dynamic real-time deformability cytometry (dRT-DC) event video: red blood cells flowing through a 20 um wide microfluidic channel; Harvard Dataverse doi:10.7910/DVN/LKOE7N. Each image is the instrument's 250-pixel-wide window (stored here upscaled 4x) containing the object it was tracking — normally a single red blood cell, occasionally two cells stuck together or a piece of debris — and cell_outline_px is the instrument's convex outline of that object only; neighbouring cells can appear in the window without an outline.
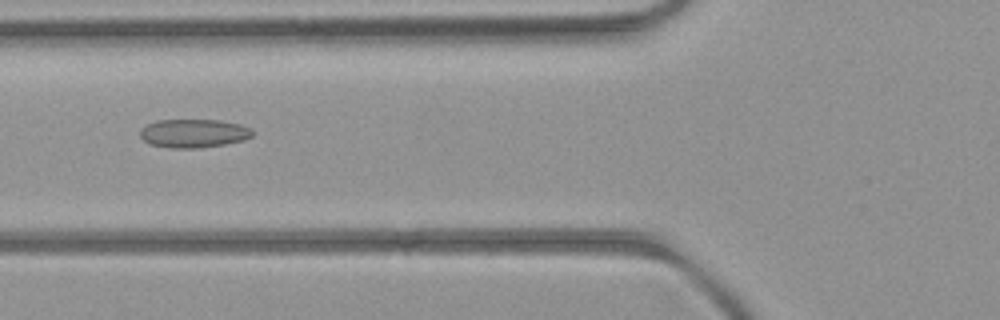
{"species": "common noctule bat (a hibernating species)", "species_latin": "Nyctalus noctula", "temperature_condition": "room temperature", "stored_images_in_passage": 36, "camera_frame_rate_fps": 3000, "um_per_image_px": 0.085, "animal": {"sex": "female", "body_mass_g": 21.9}, "frame": {"image": 1, "passage_image": 4, "time_ms": 1.0, "image_size_px": [1000, 320], "cell_outline_px": [[252, 136], [244, 140], [224, 144], [200, 148], [172, 148], [148, 144], [140, 136], [140, 128], [156, 120], [220, 120], [240, 124], [252, 128]], "centroid_in_image_um": [16.45, 11.33], "position_along_channel_um": 109.4, "area_um2": 18.79}}
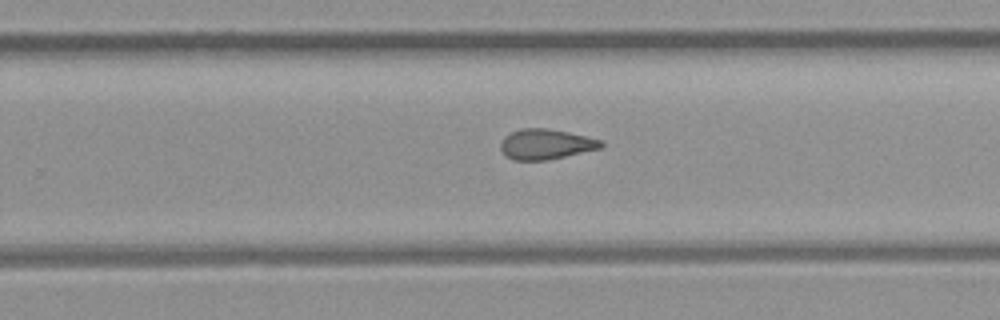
{"frame": {"image": 2, "passage_image": 17, "time_ms": 5.333, "image_size_px": [1000, 320], "cell_outline_px": [[604, 144], [600, 148], [548, 160], [512, 160], [500, 148], [500, 144], [504, 136], [520, 128], [544, 128], [568, 132], [604, 140]], "centroid_in_image_um": [46.4, 12.25], "position_along_channel_um": 283.4, "area_um2": 17.63}}
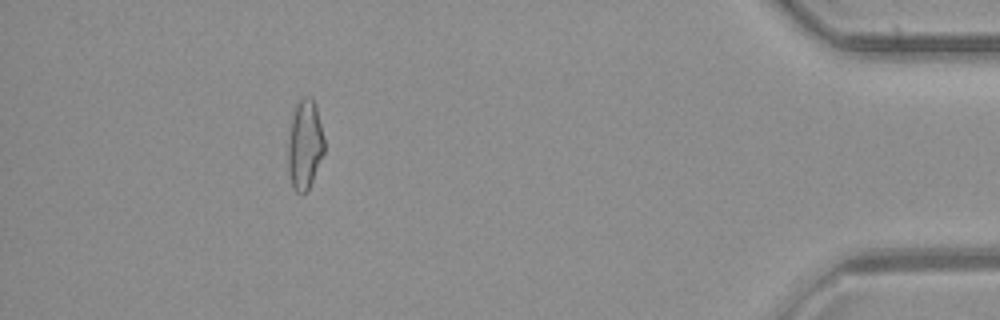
{"frame": {"image": 3, "passage_image": 31, "time_ms": 10.0, "image_size_px": [1000, 320], "cell_outline_px": [[324, 152], [312, 180], [308, 188], [304, 192], [296, 192], [292, 184], [288, 172], [288, 140], [292, 116], [296, 104], [304, 96], [308, 96], [316, 104], [324, 140]], "centroid_in_image_um": [25.9, 12.26], "position_along_channel_um": 409.3, "area_um2": 18.61}, "authors_computed_cell_mechanics": {"area_um2": 18.1781, "velocity_mm_per_s": 4.0131, "shape_relaxation_time_tau1_ms": null, "shape_relaxation_time_tau2_ms": 2.221, "deformation_change_tau1": null, "deformation_change_tau2": 0.0868}}